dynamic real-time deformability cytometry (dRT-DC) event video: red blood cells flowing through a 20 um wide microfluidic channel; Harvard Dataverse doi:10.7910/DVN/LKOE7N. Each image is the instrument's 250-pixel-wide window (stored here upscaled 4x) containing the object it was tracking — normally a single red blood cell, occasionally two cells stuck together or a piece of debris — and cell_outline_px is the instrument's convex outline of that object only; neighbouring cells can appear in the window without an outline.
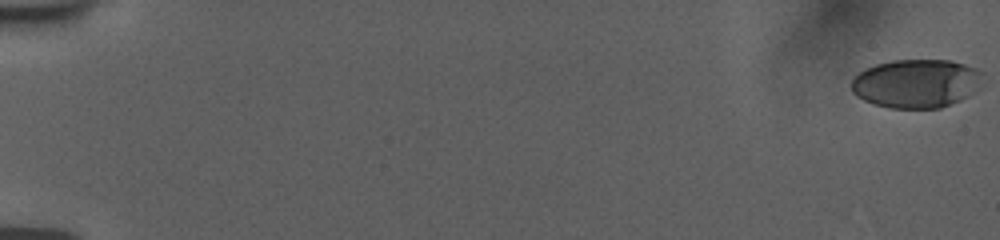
{"species": "human", "species_latin": "Homo sapiens", "temperature_condition": "room temperature", "stored_images_in_passage": 57, "camera_frame_rate_fps": 3000, "um_per_image_px": 0.085, "donor": {"sex": "female"}, "frame": {"image": 1, "passage_image": 1, "time_ms": 0.0, "image_size_px": [1000, 240], "cell_outline_px": [[984, 72], [968, 96], [960, 100], [940, 108], [888, 108], [872, 104], [856, 96], [852, 92], [852, 80], [864, 68], [876, 64], [892, 60], [952, 60], [976, 68]], "centroid_in_image_um": [77.83, 7.09], "position_along_channel_um": 7.2, "area_um2": 37.05}}
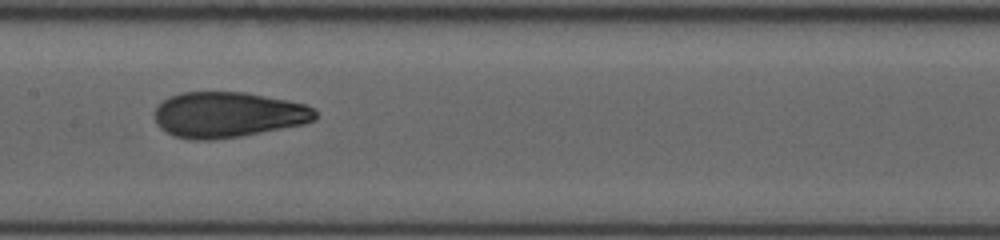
{"frame": {"image": 2, "passage_image": 31, "time_ms": 10.0, "image_size_px": [1000, 240], "cell_outline_px": [[316, 120], [304, 124], [240, 136], [212, 140], [192, 140], [172, 136], [160, 128], [156, 124], [156, 108], [164, 100], [180, 92], [244, 92], [288, 100], [304, 104], [316, 108]], "centroid_in_image_um": [19.39, 9.75], "position_along_channel_um": 188.0, "area_um2": 42.71}}
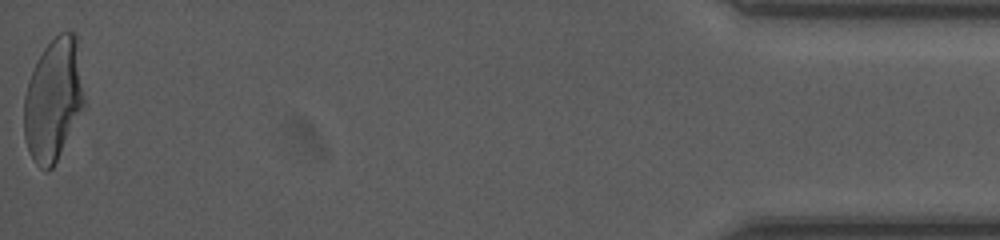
{"frame": {"image": 3, "passage_image": 57, "time_ms": 18.667, "image_size_px": [1000, 240], "cell_outline_px": [[84, 104], [52, 168], [48, 172], [40, 168], [36, 164], [28, 152], [24, 136], [24, 96], [28, 80], [44, 48], [60, 32], [76, 32], [84, 96]], "centroid_in_image_um": [4.51, 8.47], "position_along_channel_um": 430.7, "area_um2": 42.31}, "authors_computed_cell_mechanics": {"area_um2": 41.616, "velocity_mm_per_s": 3.7773, "shape_relaxation_time_tau1_ms": 6.776, "shape_relaxation_time_tau2_ms": 1.2026, "deformation_change_tau1": 0.2428, "deformation_change_tau2": 0.0697}}